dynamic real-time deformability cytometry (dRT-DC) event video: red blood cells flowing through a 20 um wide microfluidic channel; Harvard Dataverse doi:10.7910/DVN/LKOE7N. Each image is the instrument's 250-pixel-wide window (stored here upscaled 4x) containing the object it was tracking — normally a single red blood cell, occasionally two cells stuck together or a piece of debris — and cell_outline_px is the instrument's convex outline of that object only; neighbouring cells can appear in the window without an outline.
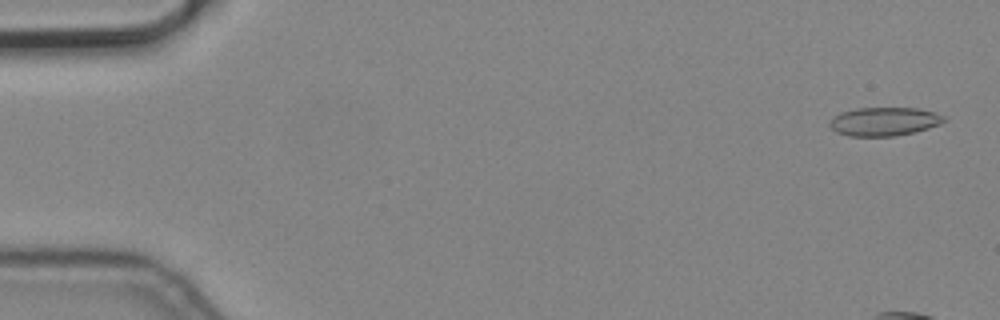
{"species": "common noctule bat (a hibernating species)", "species_latin": "Nyctalus noctula", "temperature_condition": "cold", "stored_images_in_passage": 3, "camera_frame_rate_fps": 3000, "um_per_image_px": 0.085, "animal": {"sex": "male", "body_mass_g": 19.2, "forearm_length_mm": 51.8}, "frame": {"image": 1, "passage_image": 1, "time_ms": 0.0, "image_size_px": [1000, 320], "cell_outline_px": [[948, 120], [940, 124], [916, 132], [896, 136], [848, 136], [836, 132], [828, 124], [832, 116], [840, 112], [856, 108], [916, 108], [936, 112], [948, 116]], "centroid_in_image_um": [75.18, 10.32], "position_along_channel_um": 9.8, "area_um2": 19.42}}